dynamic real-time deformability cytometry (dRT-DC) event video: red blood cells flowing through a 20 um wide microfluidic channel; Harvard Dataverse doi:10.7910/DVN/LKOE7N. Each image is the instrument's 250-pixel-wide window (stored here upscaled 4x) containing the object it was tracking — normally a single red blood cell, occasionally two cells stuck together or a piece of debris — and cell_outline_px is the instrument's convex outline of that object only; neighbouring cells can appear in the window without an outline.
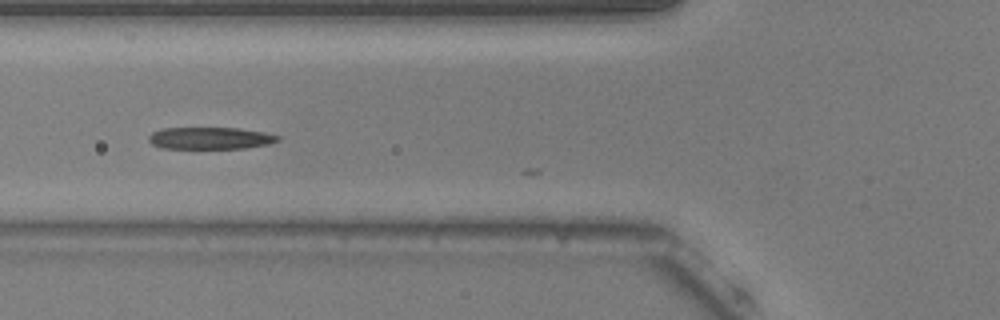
{"species": "common noctule bat (a hibernating species)", "species_latin": "Nyctalus noctula", "temperature_condition": "warm", "stored_images_in_passage": 6, "camera_frame_rate_fps": 3000, "um_per_image_px": 0.085, "animal": {"sex": "male", "body_mass_g": 20.5, "forearm_length_mm": 52.5}, "frame": {"image": 1, "passage_image": 5, "time_ms": 1.333, "image_size_px": [1000, 320], "cell_outline_px": [[280, 140], [268, 144], [244, 148], [160, 148], [152, 144], [148, 140], [148, 136], [152, 132], [164, 128], [236, 128], [264, 132], [280, 136]], "centroid_in_image_um": [17.85, 11.74], "position_along_channel_um": 107.9, "area_um2": 16.47}}